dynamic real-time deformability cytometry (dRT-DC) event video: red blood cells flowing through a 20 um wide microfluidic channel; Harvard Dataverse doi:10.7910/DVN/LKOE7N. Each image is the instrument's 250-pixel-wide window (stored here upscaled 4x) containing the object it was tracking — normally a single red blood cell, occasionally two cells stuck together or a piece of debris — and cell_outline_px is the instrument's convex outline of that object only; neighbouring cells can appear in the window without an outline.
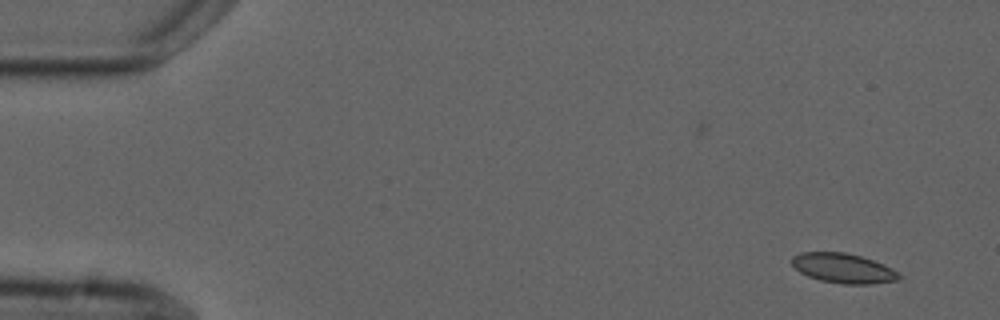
{"species": "common noctule bat (a hibernating species)", "species_latin": "Nyctalus noctula", "temperature_condition": "cold", "stored_images_in_passage": 2, "camera_frame_rate_fps": 3000, "um_per_image_px": 0.085, "animal": {"sex": "male", "forearm_length_mm": 52.5}, "frame": {"image": 1, "passage_image": 2, "time_ms": 1.333, "image_size_px": [1000, 320], "cell_outline_px": [[900, 280], [872, 284], [844, 284], [820, 280], [808, 276], [800, 272], [792, 264], [792, 256], [800, 252], [844, 252], [860, 256], [884, 264], [892, 268], [900, 276]], "centroid_in_image_um": [71.68, 22.8], "position_along_channel_um": 13.3, "area_um2": 18.5}}